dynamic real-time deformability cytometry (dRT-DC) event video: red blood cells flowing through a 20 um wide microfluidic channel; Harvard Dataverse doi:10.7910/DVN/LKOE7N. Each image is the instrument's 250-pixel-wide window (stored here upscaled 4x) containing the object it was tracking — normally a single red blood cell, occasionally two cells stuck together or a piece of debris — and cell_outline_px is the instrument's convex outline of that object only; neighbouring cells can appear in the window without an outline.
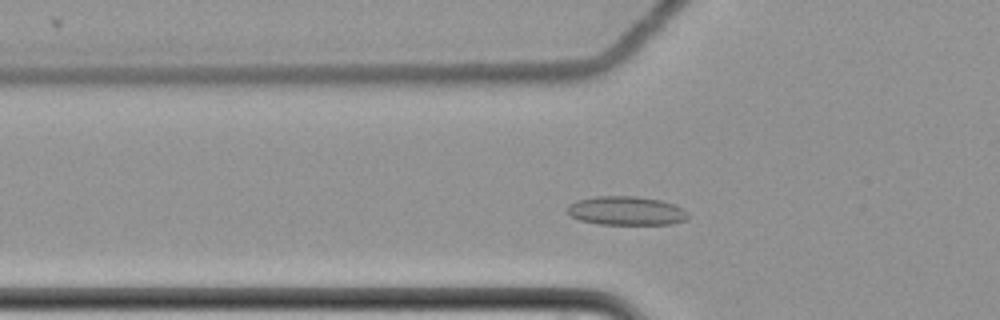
{"species": "common noctule bat (a hibernating species)", "species_latin": "Nyctalus noctula", "temperature_condition": "cold", "stored_images_in_passage": 51, "camera_frame_rate_fps": 3000, "um_per_image_px": 0.085, "animal": {"sex": "female", "body_mass_g": 22.7, "forearm_length_mm": 54.2}, "frame": {"image": 1, "passage_image": 12, "time_ms": 3.667, "image_size_px": [1000, 320], "cell_outline_px": [[692, 216], [688, 220], [672, 224], [600, 224], [580, 220], [572, 216], [568, 212], [568, 204], [576, 200], [596, 196], [636, 196], [660, 200], [684, 208]], "centroid_in_image_um": [53.29, 17.92], "position_along_channel_um": 72.5, "area_um2": 20.46}}
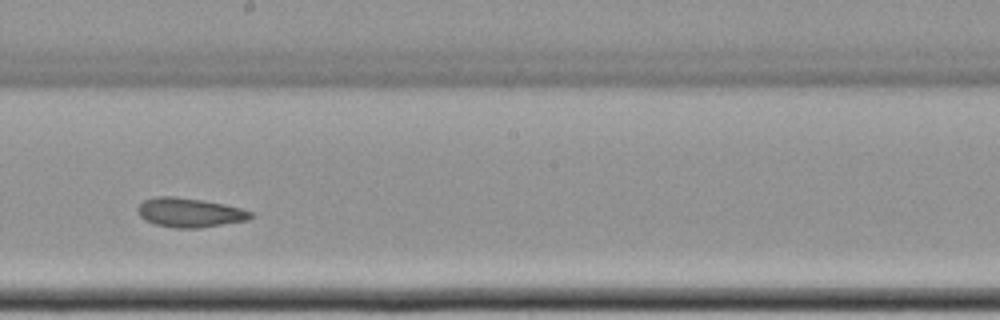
{"frame": {"image": 2, "passage_image": 26, "time_ms": 8.333, "image_size_px": [1000, 320], "cell_outline_px": [[252, 216], [248, 220], [200, 228], [176, 228], [156, 224], [144, 220], [140, 216], [136, 208], [144, 200], [156, 196], [172, 196], [204, 200], [224, 204], [240, 208], [252, 212]], "centroid_in_image_um": [16.1, 18.06], "position_along_channel_um": 232.1, "area_um2": 19.25}}
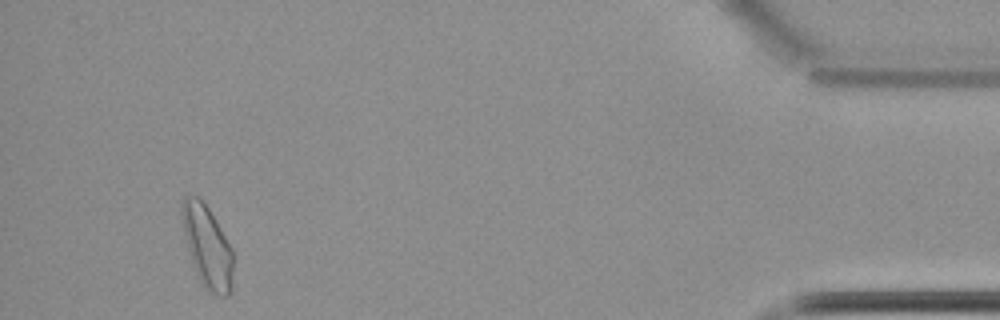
{"frame": {"image": 3, "passage_image": 48, "time_ms": 15.667, "image_size_px": [1000, 320], "cell_outline_px": [[232, 272], [228, 296], [216, 296], [208, 292], [204, 288], [196, 272], [188, 248], [184, 232], [180, 212], [180, 204], [184, 196], [196, 196], [208, 208], [232, 248]], "centroid_in_image_um": [17.59, 20.95], "position_along_channel_um": 417.6, "area_um2": 23.99}, "authors_computed_cell_mechanics": {"area_um2": 19.8254, "velocity_mm_per_s": 3.4547, "shape_relaxation_time_tau1_ms": 8.3579, "shape_relaxation_time_tau2_ms": 2.523, "deformation_change_tau1": 0.0728, "deformation_change_tau2": 0.0602}}